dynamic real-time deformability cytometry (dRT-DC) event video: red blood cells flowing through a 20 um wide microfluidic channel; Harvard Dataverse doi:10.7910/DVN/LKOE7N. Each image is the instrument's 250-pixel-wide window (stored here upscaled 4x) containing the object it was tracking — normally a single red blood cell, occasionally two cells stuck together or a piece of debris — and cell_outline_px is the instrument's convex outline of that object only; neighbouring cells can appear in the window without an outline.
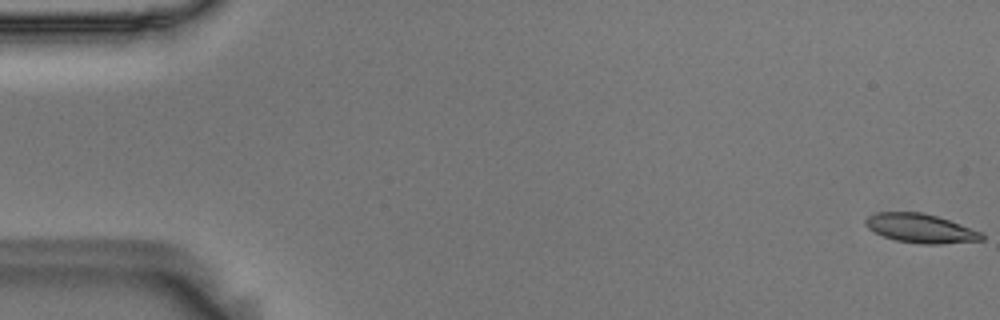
{"species": "Egyptian fruit bat (a non-hibernating species)", "species_latin": "Rousettus aegyptiacus", "temperature_condition": "room temperature", "stored_images_in_passage": 57, "camera_frame_rate_fps": 3000, "um_per_image_px": 0.085, "animal": {"sex": "male"}, "frame": {"image": 1, "passage_image": 1, "time_ms": 0.0, "image_size_px": [1000, 320], "cell_outline_px": [[984, 240], [940, 244], [920, 244], [896, 240], [884, 236], [868, 228], [864, 224], [864, 220], [868, 216], [876, 212], [924, 212], [984, 232]], "centroid_in_image_um": [78.27, 19.41], "position_along_channel_um": 6.7, "area_um2": 19.71}}
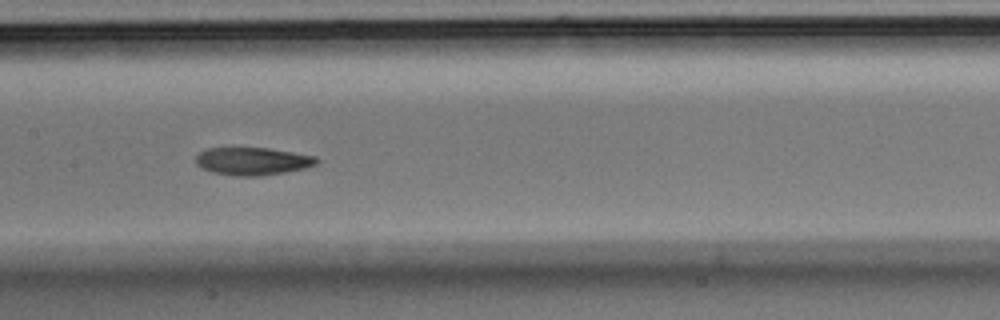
{"frame": {"image": 2, "passage_image": 28, "time_ms": 9.0, "image_size_px": [1000, 320], "cell_outline_px": [[320, 160], [316, 164], [304, 168], [284, 172], [260, 176], [236, 176], [212, 172], [200, 168], [196, 164], [196, 156], [200, 152], [208, 148], [232, 144], [268, 148], [316, 156]], "centroid_in_image_um": [21.39, 13.65], "position_along_channel_um": 186.0, "area_um2": 20.35}}
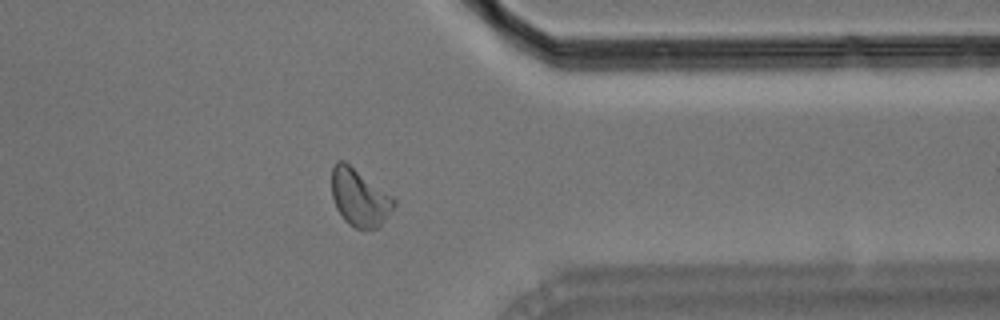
{"frame": {"image": 3, "passage_image": 45, "time_ms": 14.667, "image_size_px": [1000, 320], "cell_outline_px": [[396, 204], [384, 220], [376, 228], [356, 228], [348, 224], [344, 220], [336, 208], [332, 196], [332, 168], [336, 160], [344, 160], [392, 196], [396, 200]], "centroid_in_image_um": [30.53, 16.77], "position_along_channel_um": 380.9, "area_um2": 20.52}, "authors_computed_cell_mechanics": {"area_um2": 20.1144, "velocity_mm_per_s": 3.5945, "shape_relaxation_time_tau1_ms": 5.0562, "shape_relaxation_time_tau2_ms": 9.6207, "deformation_change_tau1": 0.1536, "deformation_change_tau2": 0.1415}}